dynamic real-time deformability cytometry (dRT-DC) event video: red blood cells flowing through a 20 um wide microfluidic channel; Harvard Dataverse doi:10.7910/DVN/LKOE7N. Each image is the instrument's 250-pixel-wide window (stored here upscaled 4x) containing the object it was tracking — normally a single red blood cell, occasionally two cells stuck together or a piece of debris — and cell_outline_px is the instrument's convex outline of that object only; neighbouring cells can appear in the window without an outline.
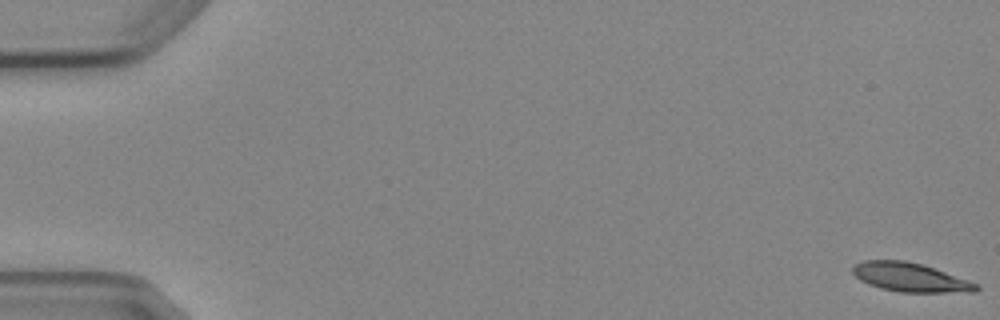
{"species": "Egyptian fruit bat (a non-hibernating species)", "species_latin": "Rousettus aegyptiacus", "temperature_condition": "cold", "stored_images_in_passage": 6, "camera_frame_rate_fps": 3000, "um_per_image_px": 0.085, "animal": {"sex": "female"}, "frame": {"image": 1, "passage_image": 1, "time_ms": 0.0, "image_size_px": [1000, 320], "cell_outline_px": [[980, 288], [976, 292], [900, 292], [880, 288], [868, 284], [860, 280], [852, 272], [852, 268], [856, 264], [864, 260], [904, 260], [924, 264], [980, 284]], "centroid_in_image_um": [77.41, 23.57], "position_along_channel_um": 7.6, "area_um2": 20.98}}
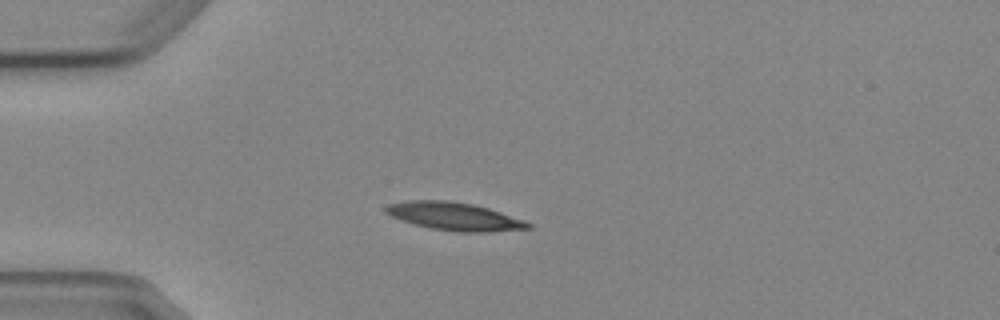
{"frame": {"image": 2, "passage_image": 5, "time_ms": 4.667, "image_size_px": [1000, 320], "cell_outline_px": [[532, 228], [488, 232], [456, 232], [432, 228], [416, 224], [392, 216], [384, 212], [384, 208], [388, 204], [408, 200], [448, 200], [472, 204], [488, 208], [524, 220], [532, 224]], "centroid_in_image_um": [38.64, 18.39], "position_along_channel_um": 46.4, "area_um2": 23.0}}